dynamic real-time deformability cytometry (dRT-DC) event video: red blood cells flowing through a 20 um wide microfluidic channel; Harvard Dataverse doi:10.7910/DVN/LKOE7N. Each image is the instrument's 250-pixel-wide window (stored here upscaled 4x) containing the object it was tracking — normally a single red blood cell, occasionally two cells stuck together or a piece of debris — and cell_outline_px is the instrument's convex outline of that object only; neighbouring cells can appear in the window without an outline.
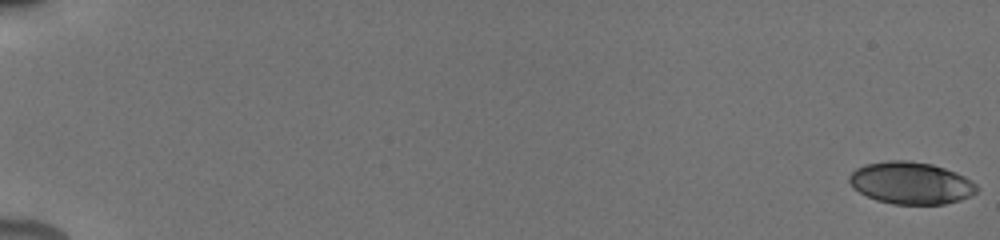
{"species": "human", "species_latin": "Homo sapiens", "temperature_condition": "cold", "stored_images_in_passage": 11, "camera_frame_rate_fps": 3000, "um_per_image_px": 0.085, "donor": {"sex": "male"}, "frame": {"image": 1, "passage_image": 1, "time_ms": 0.0, "image_size_px": [1000, 240], "cell_outline_px": [[976, 192], [960, 200], [944, 204], [892, 204], [876, 200], [860, 192], [848, 180], [848, 176], [856, 168], [864, 164], [884, 160], [908, 160], [932, 164], [956, 172], [964, 176], [976, 184]], "centroid_in_image_um": [77.41, 15.54], "position_along_channel_um": 7.6, "area_um2": 31.21}}
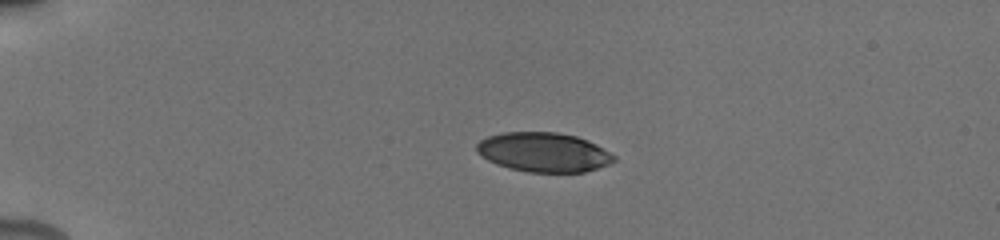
{"frame": {"image": 2, "passage_image": 10, "time_ms": 4.667, "image_size_px": [1000, 240], "cell_outline_px": [[616, 160], [608, 164], [584, 172], [528, 172], [508, 168], [496, 164], [488, 160], [476, 152], [476, 144], [480, 140], [488, 136], [504, 132], [556, 132], [576, 136], [588, 140], [596, 144], [616, 156]], "centroid_in_image_um": [46.19, 12.93], "position_along_channel_um": 38.8, "area_um2": 31.56}}